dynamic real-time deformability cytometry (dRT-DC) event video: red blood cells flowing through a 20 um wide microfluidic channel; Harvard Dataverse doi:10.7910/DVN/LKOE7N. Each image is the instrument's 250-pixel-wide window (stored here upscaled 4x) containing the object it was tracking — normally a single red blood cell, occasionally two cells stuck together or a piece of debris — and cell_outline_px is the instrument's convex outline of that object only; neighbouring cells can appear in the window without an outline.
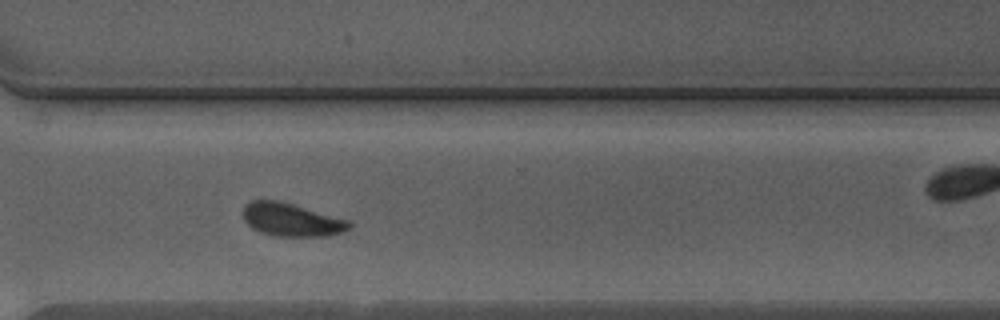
{"species": "Egyptian fruit bat (a non-hibernating species)", "species_latin": "Rousettus aegyptiacus", "temperature_condition": "warm", "stored_images_in_passage": 39, "camera_frame_rate_fps": 3000, "um_per_image_px": 0.085, "animal": {"sex": "male"}, "frame": {"image": 1, "passage_image": 27, "time_ms": 8.667, "image_size_px": [1000, 320], "cell_outline_px": [[352, 224], [344, 232], [324, 236], [272, 236], [260, 232], [252, 228], [244, 220], [244, 204], [252, 200], [280, 200], [348, 220]], "centroid_in_image_um": [24.75, 18.67], "position_along_channel_um": 345.9, "area_um2": 20.46}, "authors_computed_cell_mechanics": {"area_um2": 21.1548, "velocity_mm_per_s": 4.2711, "shape_relaxation_time_tau1_ms": 2.7011, "shape_relaxation_time_tau2_ms": 0.8363, "deformation_change_tau1": 0.1118, "deformation_change_tau2": 0.0602}}